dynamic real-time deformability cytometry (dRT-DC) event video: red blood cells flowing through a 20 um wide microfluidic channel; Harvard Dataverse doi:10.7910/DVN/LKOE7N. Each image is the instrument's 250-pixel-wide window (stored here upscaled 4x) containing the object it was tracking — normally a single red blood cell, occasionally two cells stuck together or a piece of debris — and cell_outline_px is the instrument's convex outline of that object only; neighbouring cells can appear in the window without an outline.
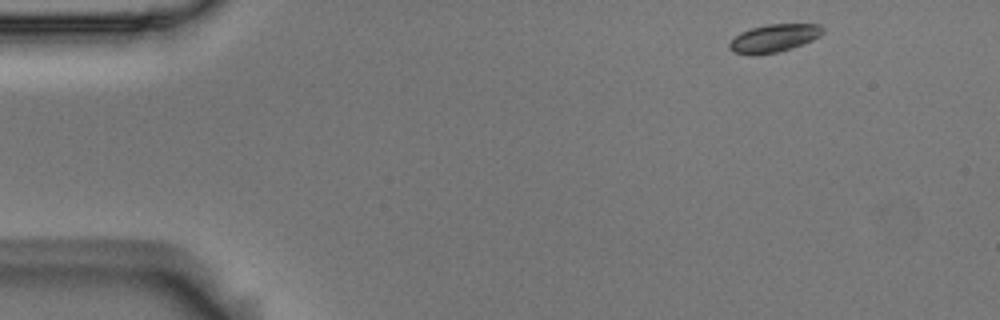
{"species": "Egyptian fruit bat (a non-hibernating species)", "species_latin": "Rousettus aegyptiacus", "temperature_condition": "room temperature", "stored_images_in_passage": 3, "camera_frame_rate_fps": 3000, "um_per_image_px": 0.085, "animal": {"sex": "male"}, "frame": {"image": 1, "passage_image": 1, "time_ms": 0.0, "image_size_px": [1000, 320], "cell_outline_px": [[824, 32], [820, 36], [812, 40], [792, 48], [776, 52], [756, 56], [752, 56], [732, 52], [728, 48], [728, 44], [740, 32], [752, 28], [768, 24], [820, 24], [824, 28]], "centroid_in_image_um": [65.77, 3.26], "position_along_channel_um": 19.2, "area_um2": 15.32}}
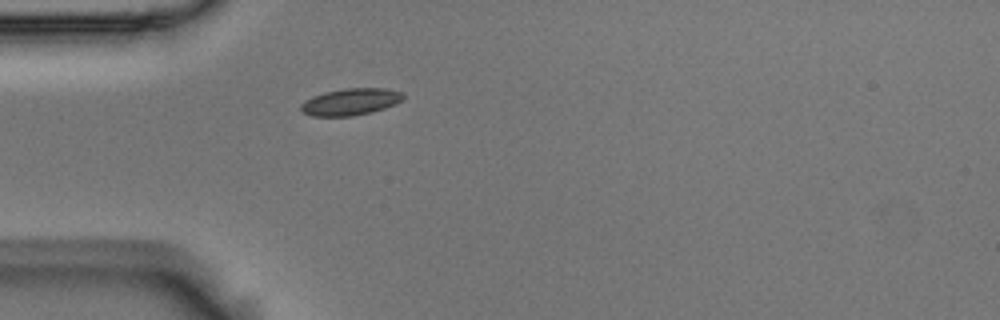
{"frame": {"image": 2, "passage_image": 3, "time_ms": 0.667, "image_size_px": [1000, 320], "cell_outline_px": [[404, 96], [396, 104], [372, 112], [352, 116], [312, 116], [304, 112], [300, 108], [300, 104], [304, 100], [312, 96], [324, 92], [344, 88], [384, 88], [404, 92]], "centroid_in_image_um": [29.79, 8.64], "position_along_channel_um": 55.2, "area_um2": 16.07}}